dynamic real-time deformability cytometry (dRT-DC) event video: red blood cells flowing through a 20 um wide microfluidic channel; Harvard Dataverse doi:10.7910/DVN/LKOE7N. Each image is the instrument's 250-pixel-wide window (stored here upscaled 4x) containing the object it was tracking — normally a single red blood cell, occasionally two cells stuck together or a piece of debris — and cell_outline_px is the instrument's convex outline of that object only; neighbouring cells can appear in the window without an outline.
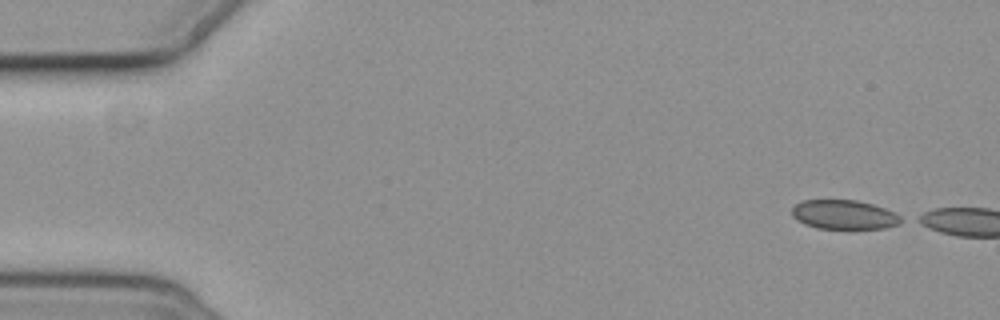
{"species": "common noctule bat (a hibernating species)", "species_latin": "Nyctalus noctula", "temperature_condition": "cold", "stored_images_in_passage": 4, "camera_frame_rate_fps": 3000, "um_per_image_px": 0.085, "animal": {"sex": "female", "body_mass_g": 19.3, "forearm_length_mm": 54.1}, "frame": {"image": 1, "passage_image": 1, "time_ms": 0.0, "image_size_px": [1000, 320], "cell_outline_px": [[908, 220], [900, 224], [884, 228], [816, 228], [804, 224], [792, 216], [792, 208], [800, 200], [856, 200], [872, 204], [884, 208]], "centroid_in_image_um": [71.76, 18.24], "position_along_channel_um": 13.2, "area_um2": 18.61}}